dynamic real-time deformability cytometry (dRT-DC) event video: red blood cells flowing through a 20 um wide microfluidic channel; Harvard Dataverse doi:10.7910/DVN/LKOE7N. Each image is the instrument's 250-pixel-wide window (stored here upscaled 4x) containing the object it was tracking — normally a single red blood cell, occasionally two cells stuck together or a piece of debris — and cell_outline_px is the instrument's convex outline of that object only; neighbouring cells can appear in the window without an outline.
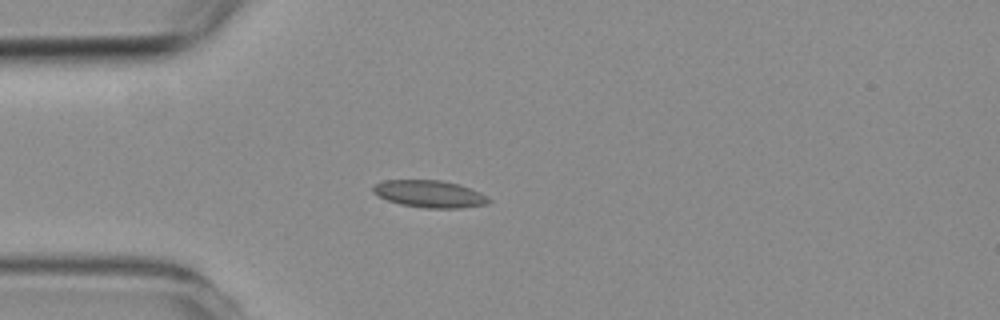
{"species": "common noctule bat (a hibernating species)", "species_latin": "Nyctalus noctula", "temperature_condition": "room temperature", "stored_images_in_passage": 4, "camera_frame_rate_fps": 3000, "um_per_image_px": 0.085, "animal": {"sex": "female", "body_mass_g": 19.3, "forearm_length_mm": 54.1}, "frame": {"image": 1, "passage_image": 3, "time_ms": 2.333, "image_size_px": [1000, 320], "cell_outline_px": [[492, 200], [488, 204], [460, 208], [424, 208], [400, 204], [388, 200], [372, 192], [372, 184], [384, 180], [440, 180], [460, 184], [480, 192], [488, 196]], "centroid_in_image_um": [36.53, 16.48], "position_along_channel_um": 48.5, "area_um2": 18.5}}